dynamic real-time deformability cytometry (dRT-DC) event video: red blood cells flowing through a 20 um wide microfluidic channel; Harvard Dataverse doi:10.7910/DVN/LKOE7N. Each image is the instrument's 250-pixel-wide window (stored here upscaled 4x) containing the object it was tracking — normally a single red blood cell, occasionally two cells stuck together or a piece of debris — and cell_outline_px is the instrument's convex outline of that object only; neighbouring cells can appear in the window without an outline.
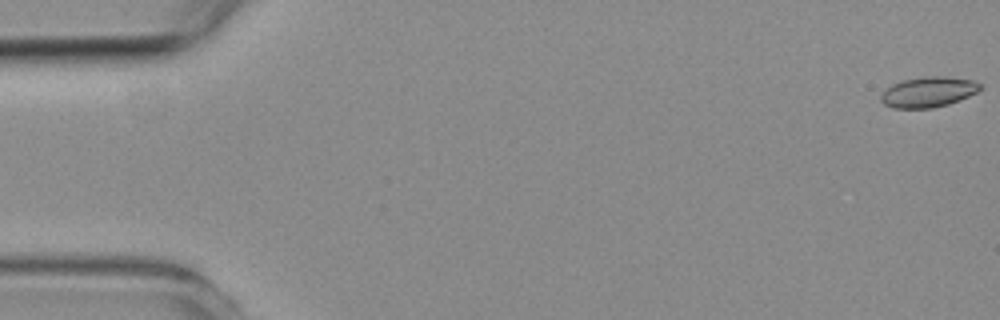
{"species": "common noctule bat (a hibernating species)", "species_latin": "Nyctalus noctula", "temperature_condition": "room temperature", "stored_images_in_passage": 7, "camera_frame_rate_fps": 3000, "um_per_image_px": 0.085, "animal": {"sex": "female", "body_mass_g": 19.3, "forearm_length_mm": 54.1}, "frame": {"image": 1, "passage_image": 1, "time_ms": 0.0, "image_size_px": [1000, 320], "cell_outline_px": [[984, 88], [960, 100], [948, 104], [932, 108], [892, 108], [884, 104], [880, 100], [880, 96], [892, 84], [904, 80], [928, 76], [944, 76], [972, 80], [984, 84]], "centroid_in_image_um": [78.95, 7.82], "position_along_channel_um": 6.1, "area_um2": 17.57}}